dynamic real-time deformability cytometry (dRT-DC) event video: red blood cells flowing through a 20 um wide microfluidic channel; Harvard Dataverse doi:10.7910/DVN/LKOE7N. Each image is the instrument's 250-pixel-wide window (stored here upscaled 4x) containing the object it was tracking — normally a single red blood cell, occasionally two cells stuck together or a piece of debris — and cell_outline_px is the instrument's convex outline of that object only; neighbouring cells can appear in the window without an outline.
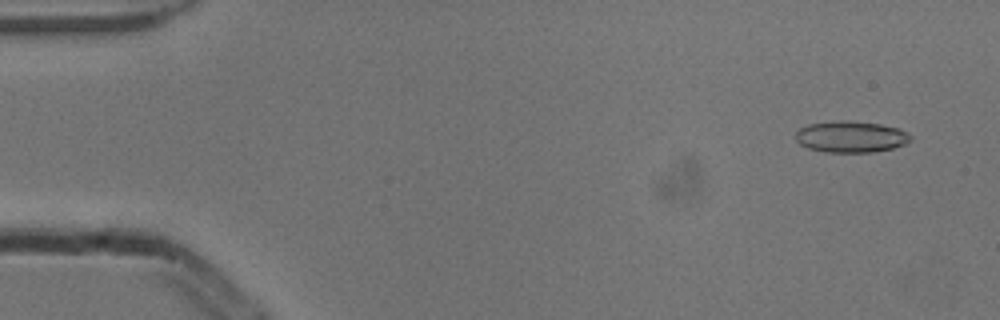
{"species": "common noctule bat (a hibernating species)", "species_latin": "Nyctalus noctula", "temperature_condition": "cold", "stored_images_in_passage": 7, "camera_frame_rate_fps": 3000, "um_per_image_px": 0.085, "animal": {"sex": "male", "body_mass_g": 13.3}, "frame": {"image": 1, "passage_image": 2, "time_ms": 0.333, "image_size_px": [1000, 320], "cell_outline_px": [[912, 140], [904, 144], [892, 148], [872, 152], [824, 152], [808, 148], [800, 144], [796, 140], [796, 132], [800, 128], [808, 124], [844, 120], [880, 124], [896, 128], [912, 136]], "centroid_in_image_um": [72.3, 11.63], "position_along_channel_um": 12.7, "area_um2": 20.81}}
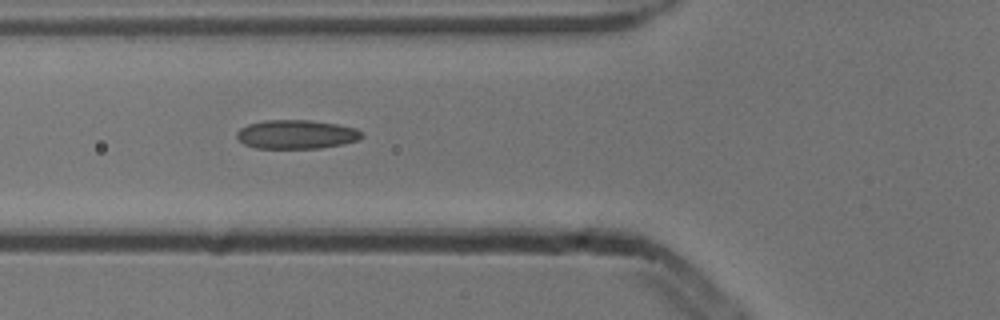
{"frame": {"image": 2, "passage_image": 5, "time_ms": 1.333, "image_size_px": [1000, 320], "cell_outline_px": [[364, 136], [360, 140], [344, 144], [320, 148], [256, 148], [244, 144], [236, 136], [236, 132], [240, 128], [248, 124], [264, 120], [312, 120], [336, 124], [356, 128], [364, 132]], "centroid_in_image_um": [25.23, 11.42], "position_along_channel_um": 100.6, "area_um2": 21.27}}
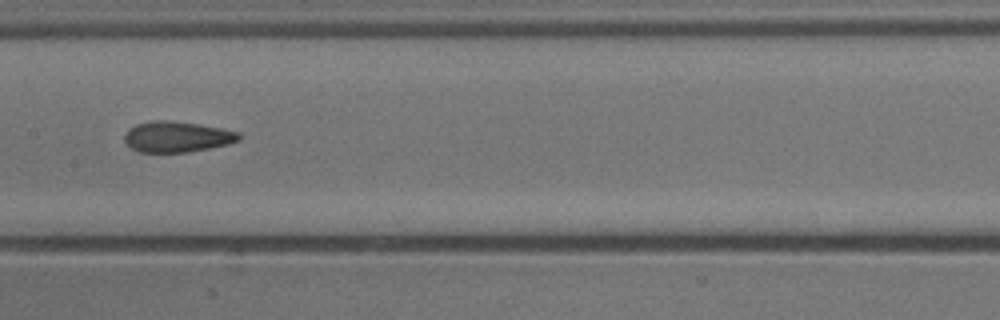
{"frame": {"image": 3, "passage_image": 7, "time_ms": 2.0, "image_size_px": [1000, 320], "cell_outline_px": [[240, 140], [228, 144], [188, 152], [140, 152], [132, 148], [124, 140], [124, 136], [128, 128], [136, 124], [152, 120], [168, 120], [200, 124], [240, 132]], "centroid_in_image_um": [15.04, 11.61], "position_along_channel_um": 192.4, "area_um2": 20.52}}